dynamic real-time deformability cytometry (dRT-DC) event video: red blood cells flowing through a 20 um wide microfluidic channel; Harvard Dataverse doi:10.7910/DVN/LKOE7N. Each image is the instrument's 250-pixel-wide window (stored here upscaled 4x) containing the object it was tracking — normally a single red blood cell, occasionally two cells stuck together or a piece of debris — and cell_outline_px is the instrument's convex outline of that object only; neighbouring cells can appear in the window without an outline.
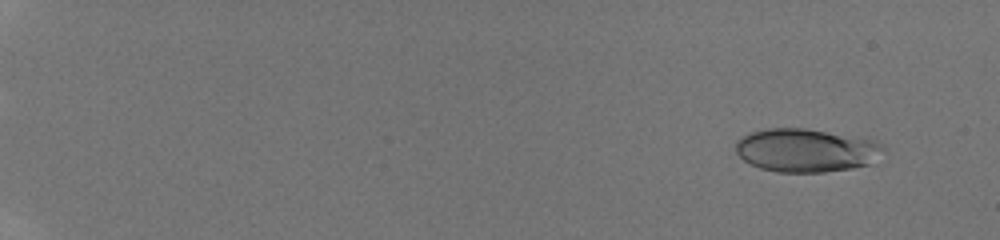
{"species": "human", "species_latin": "Homo sapiens", "temperature_condition": "room temperature", "stored_images_in_passage": 50, "camera_frame_rate_fps": 3000, "um_per_image_px": 0.085, "donor": {"sex": "male"}, "frame": {"image": 1, "passage_image": 2, "time_ms": 0.333, "image_size_px": [1000, 240], "cell_outline_px": [[884, 148], [868, 164], [852, 168], [824, 172], [776, 172], [760, 168], [744, 160], [736, 152], [736, 140], [752, 132], [768, 128], [804, 128], [872, 140], [884, 144]], "centroid_in_image_um": [68.46, 12.78], "position_along_channel_um": 16.5, "area_um2": 36.7}}
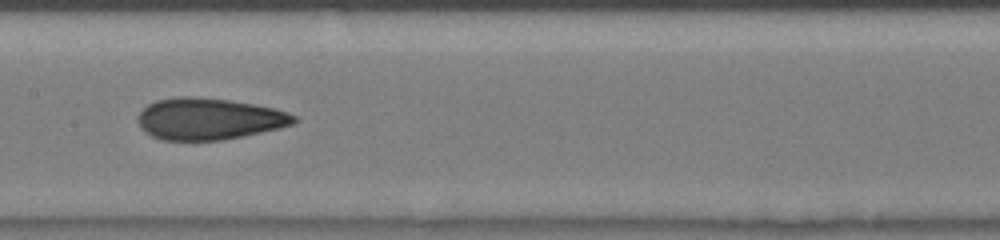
{"frame": {"image": 2, "passage_image": 28, "time_ms": 9.0, "image_size_px": [1000, 240], "cell_outline_px": [[300, 120], [292, 124], [280, 128], [220, 140], [160, 140], [152, 136], [140, 128], [140, 112], [148, 104], [156, 100], [176, 96], [192, 96], [228, 100], [276, 108], [288, 112], [296, 116]], "centroid_in_image_um": [17.78, 10.09], "position_along_channel_um": 189.6, "area_um2": 37.69}}
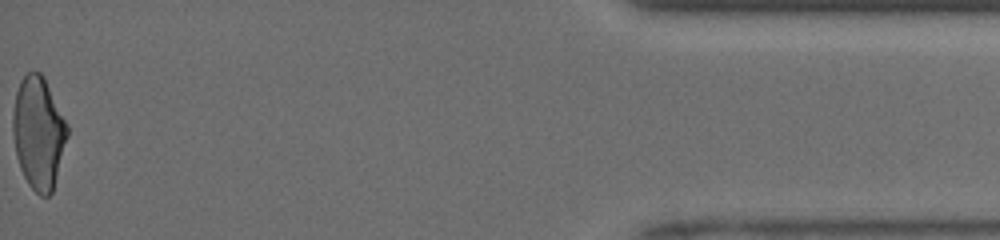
{"frame": {"image": 3, "passage_image": 50, "time_ms": 16.333, "image_size_px": [1000, 240], "cell_outline_px": [[68, 136], [52, 192], [48, 196], [40, 196], [28, 184], [20, 168], [16, 156], [12, 136], [12, 116], [16, 92], [20, 80], [28, 72], [40, 72], [44, 76], [68, 124]], "centroid_in_image_um": [3.26, 11.28], "position_along_channel_um": 431.9, "area_um2": 35.84}, "authors_computed_cell_mechanics": {"area_um2": 36.5585, "velocity_mm_per_s": 4.2327, "shape_relaxation_time_tau1_ms": 7.3063, "shape_relaxation_time_tau2_ms": 1.1209, "deformation_change_tau1": 0.2219, "deformation_change_tau2": 0.089}}